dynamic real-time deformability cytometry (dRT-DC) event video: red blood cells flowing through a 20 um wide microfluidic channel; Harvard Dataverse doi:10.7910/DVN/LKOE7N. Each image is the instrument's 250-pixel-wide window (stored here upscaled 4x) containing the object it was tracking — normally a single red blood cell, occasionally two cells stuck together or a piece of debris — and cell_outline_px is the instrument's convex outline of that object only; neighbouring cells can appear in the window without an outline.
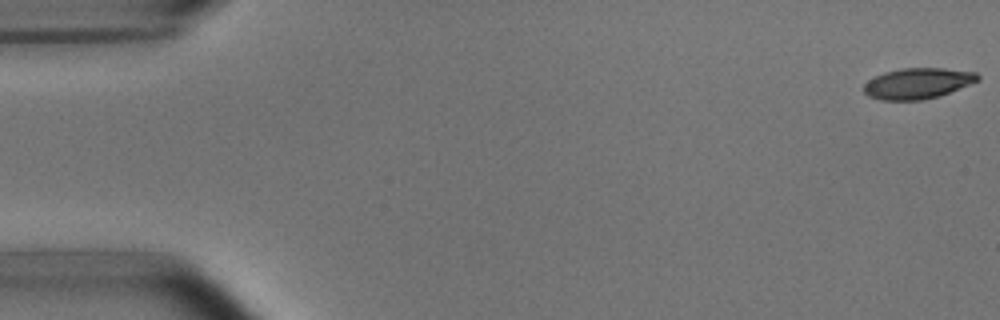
{"species": "common noctule bat (a hibernating species)", "species_latin": "Nyctalus noctula", "temperature_condition": "room temperature", "stored_images_in_passage": 46, "camera_frame_rate_fps": 3000, "um_per_image_px": 0.085, "animal": {"sex": "male", "body_mass_g": 15.6}, "frame": {"image": 1, "passage_image": 1, "time_ms": 0.0, "image_size_px": [1000, 320], "cell_outline_px": [[980, 80], [948, 92], [936, 96], [920, 100], [880, 100], [868, 96], [864, 92], [864, 84], [868, 80], [884, 72], [900, 68], [944, 68], [976, 72], [980, 76]], "centroid_in_image_um": [77.98, 7.07], "position_along_channel_um": 7.0, "area_um2": 20.29}}
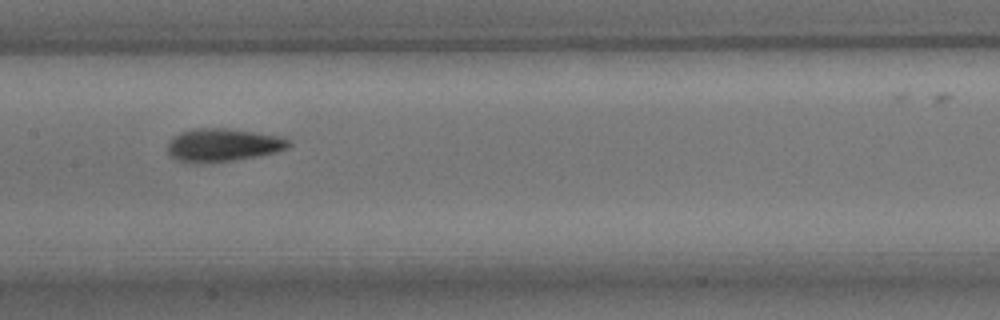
{"frame": {"image": 2, "passage_image": 26, "time_ms": 8.333, "image_size_px": [1000, 320], "cell_outline_px": [[292, 144], [288, 148], [276, 152], [260, 156], [232, 160], [176, 160], [168, 152], [168, 140], [172, 136], [180, 132], [192, 128], [228, 128], [276, 136], [288, 140]], "centroid_in_image_um": [18.95, 12.28], "position_along_channel_um": 188.4, "area_um2": 22.6}}
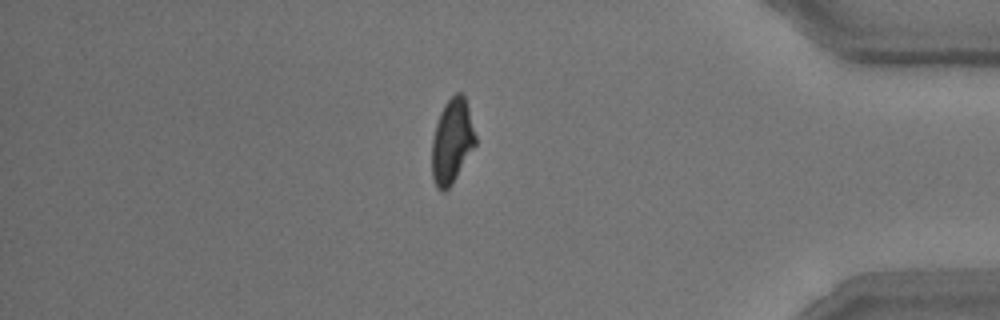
{"frame": {"image": 3, "passage_image": 45, "time_ms": 14.667, "image_size_px": [1000, 320], "cell_outline_px": [[476, 144], [452, 184], [444, 192], [440, 192], [436, 188], [432, 176], [432, 140], [436, 124], [440, 112], [444, 104], [456, 92], [460, 92], [464, 96], [468, 108], [476, 136]], "centroid_in_image_um": [38.4, 12.03], "position_along_channel_um": 396.8, "area_um2": 21.39}}